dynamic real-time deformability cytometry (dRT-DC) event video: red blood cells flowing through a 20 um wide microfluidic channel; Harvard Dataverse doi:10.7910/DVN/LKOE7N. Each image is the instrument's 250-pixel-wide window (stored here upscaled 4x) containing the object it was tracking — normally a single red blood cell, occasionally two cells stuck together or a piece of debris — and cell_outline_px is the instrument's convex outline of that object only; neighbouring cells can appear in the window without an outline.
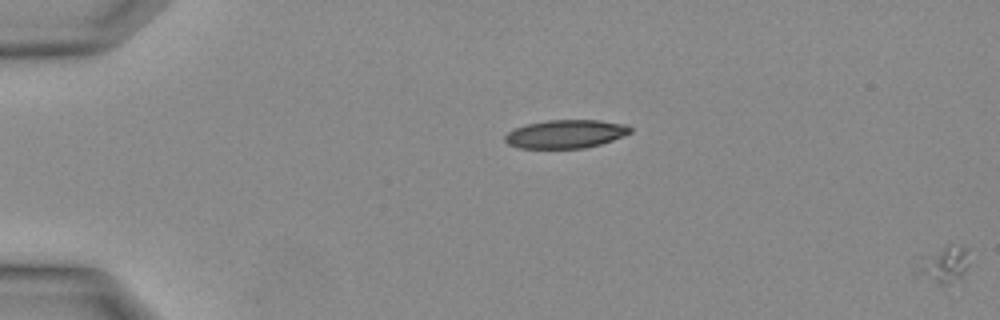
{"species": "Egyptian fruit bat (a non-hibernating species)", "species_latin": "Rousettus aegyptiacus", "temperature_condition": "warm", "stored_images_in_passage": 7, "segment_of_instrument_passage": [2, 2], "camera_frame_rate_fps": 3000, "um_per_image_px": 0.085, "animal": {"sex": "female"}, "frame": {"image": 1, "passage_image": 7, "time_ms": 2.0, "image_size_px": [1000, 320], "cell_outline_px": [[968, 264], [960, 280], [944, 292], [916, 280], [912, 276], [920, 256], [944, 248], [968, 248]], "centroid_in_image_um": [80.06, 22.76], "position_along_channel_um": 4.9, "area_um2": 12.6}}